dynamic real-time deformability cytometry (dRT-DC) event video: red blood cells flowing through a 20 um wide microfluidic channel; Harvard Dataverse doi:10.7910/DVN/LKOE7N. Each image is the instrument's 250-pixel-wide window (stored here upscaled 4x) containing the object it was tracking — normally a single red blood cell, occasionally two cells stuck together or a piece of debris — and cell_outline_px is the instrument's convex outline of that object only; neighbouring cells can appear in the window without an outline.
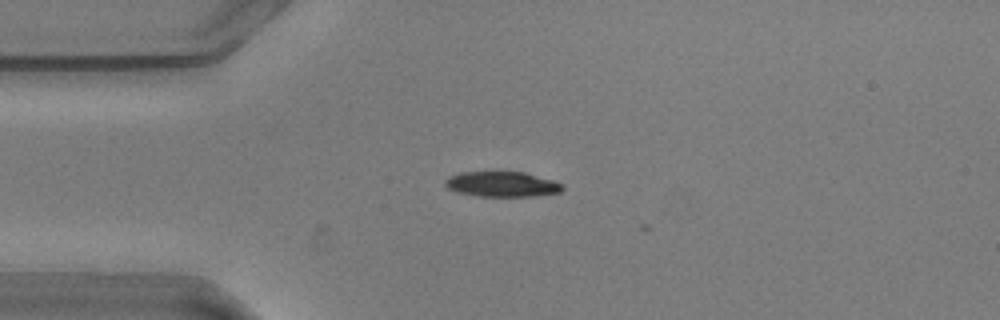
{"species": "common noctule bat (a hibernating species)", "species_latin": "Nyctalus noctula", "temperature_condition": "warm", "stored_images_in_passage": 9, "camera_frame_rate_fps": 3000, "um_per_image_px": 0.085, "animal": {"sex": "male", "body_mass_g": 20.5, "forearm_length_mm": 52.5}, "frame": {"image": 1, "passage_image": 3, "time_ms": 0.667, "image_size_px": [1000, 320], "cell_outline_px": [[564, 188], [560, 192], [532, 196], [480, 196], [456, 192], [448, 188], [444, 184], [444, 180], [448, 176], [460, 172], [524, 172], [552, 180], [564, 184]], "centroid_in_image_um": [42.65, 15.65], "position_along_channel_um": 42.4, "area_um2": 17.22}}